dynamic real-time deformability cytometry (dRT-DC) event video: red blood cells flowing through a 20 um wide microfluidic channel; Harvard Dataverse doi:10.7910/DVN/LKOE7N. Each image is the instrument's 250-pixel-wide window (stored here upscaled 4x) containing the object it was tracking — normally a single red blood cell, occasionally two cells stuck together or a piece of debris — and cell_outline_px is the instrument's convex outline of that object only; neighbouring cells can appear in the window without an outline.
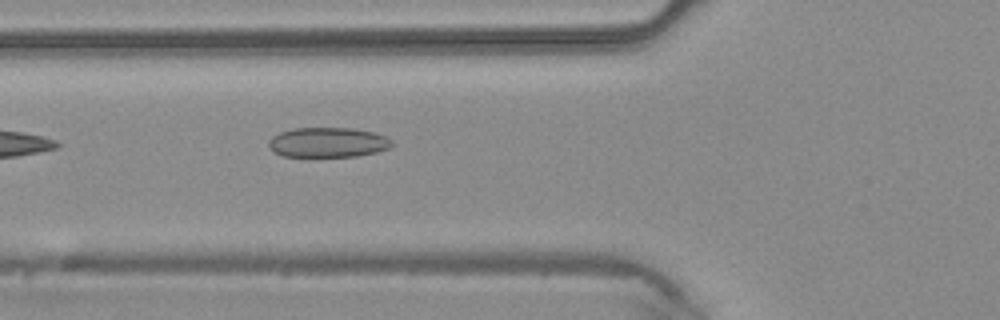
{"species": "common noctule bat (a hibernating species)", "species_latin": "Nyctalus noctula", "temperature_condition": "warm", "stored_images_in_passage": 6, "camera_frame_rate_fps": 3000, "um_per_image_px": 0.085, "animal": {"sex": "male", "body_mass_g": 20.4}, "frame": {"image": 1, "passage_image": 6, "time_ms": 1.667, "image_size_px": [1000, 320], "cell_outline_px": [[392, 144], [388, 148], [376, 152], [356, 156], [312, 160], [308, 160], [284, 156], [268, 148], [268, 140], [272, 136], [280, 132], [292, 128], [352, 128], [376, 132], [392, 140]], "centroid_in_image_um": [27.81, 12.15], "position_along_channel_um": 98.0, "area_um2": 22.54}}